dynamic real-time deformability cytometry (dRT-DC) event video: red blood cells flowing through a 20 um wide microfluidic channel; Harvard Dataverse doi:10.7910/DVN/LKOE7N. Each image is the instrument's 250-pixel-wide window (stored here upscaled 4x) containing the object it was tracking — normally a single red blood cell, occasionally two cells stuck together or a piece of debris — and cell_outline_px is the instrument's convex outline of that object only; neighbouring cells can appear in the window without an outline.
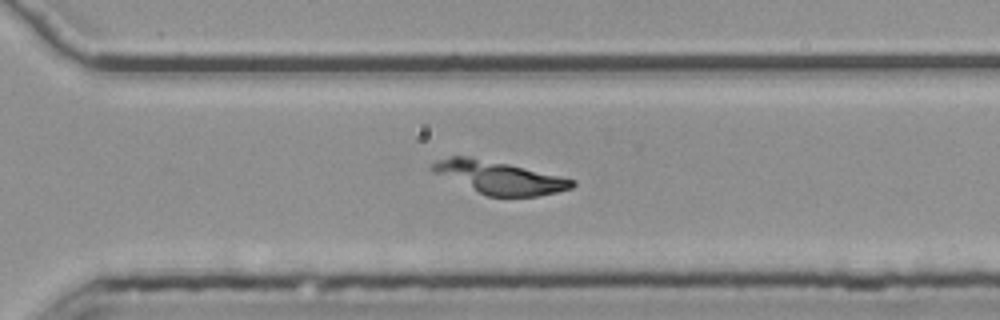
{"species": "common noctule bat (a hibernating species)", "species_latin": "Nyctalus noctula", "temperature_condition": "room temperature", "stored_images_in_passage": 41, "camera_frame_rate_fps": 3000, "um_per_image_px": 0.085, "animal": {"sex": "female", "body_mass_g": 25.1}, "frame": {"image": 1, "passage_image": 24, "time_ms": 7.667, "image_size_px": [1000, 320], "cell_outline_px": [[576, 184], [572, 188], [556, 192], [536, 196], [488, 196], [432, 172], [432, 164], [436, 160], [452, 156], [468, 156], [508, 164], [560, 176], [576, 180]], "centroid_in_image_um": [42.45, 15.08], "position_along_channel_um": 328.2, "area_um2": 26.13}}
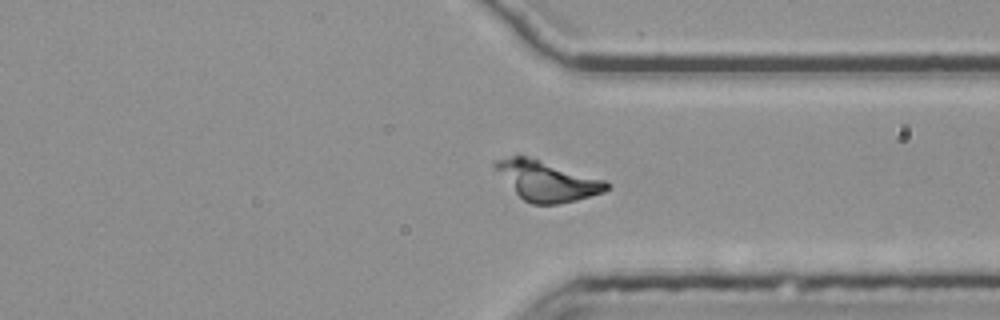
{"frame": {"image": 2, "passage_image": 27, "time_ms": 8.667, "image_size_px": [1000, 320], "cell_outline_px": [[608, 188], [604, 192], [576, 200], [556, 204], [532, 204], [524, 200], [492, 168], [492, 164], [496, 160], [512, 156], [524, 156], [604, 180], [608, 184]], "centroid_in_image_um": [46.44, 15.39], "position_along_channel_um": 365.0, "area_um2": 25.09}}